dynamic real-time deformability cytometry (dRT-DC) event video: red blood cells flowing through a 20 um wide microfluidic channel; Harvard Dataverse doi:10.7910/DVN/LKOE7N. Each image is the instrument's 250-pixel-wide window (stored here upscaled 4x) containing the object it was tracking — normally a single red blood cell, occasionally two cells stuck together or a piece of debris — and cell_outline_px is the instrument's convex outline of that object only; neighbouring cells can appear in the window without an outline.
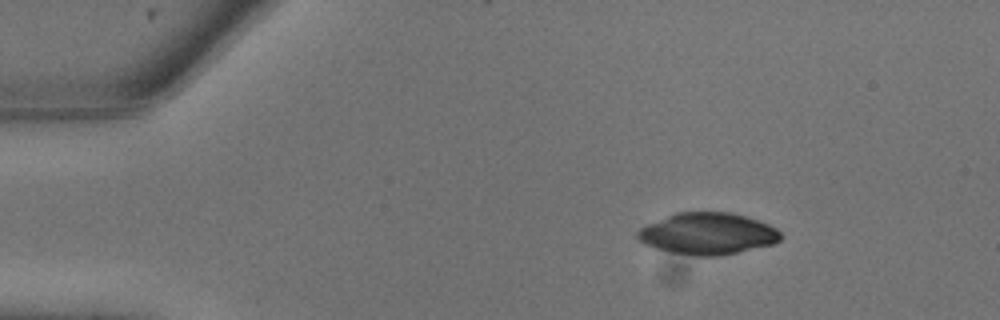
{"species": "common noctule bat (a hibernating species)", "species_latin": "Nyctalus noctula", "temperature_condition": "warm", "stored_images_in_passage": 6, "camera_frame_rate_fps": 3000, "um_per_image_px": 0.085, "animal": {"sex": "male", "body_mass_g": 13.3}, "frame": {"image": 1, "passage_image": 1, "time_ms": 0.0, "image_size_px": [1000, 320], "cell_outline_px": [[780, 240], [776, 244], [716, 256], [696, 256], [656, 248], [644, 244], [636, 236], [636, 232], [640, 228], [648, 224], [676, 212], [732, 212], [748, 216], [768, 224], [776, 228], [780, 232]], "centroid_in_image_um": [60.18, 19.85], "position_along_channel_um": 24.8, "area_um2": 34.56}}